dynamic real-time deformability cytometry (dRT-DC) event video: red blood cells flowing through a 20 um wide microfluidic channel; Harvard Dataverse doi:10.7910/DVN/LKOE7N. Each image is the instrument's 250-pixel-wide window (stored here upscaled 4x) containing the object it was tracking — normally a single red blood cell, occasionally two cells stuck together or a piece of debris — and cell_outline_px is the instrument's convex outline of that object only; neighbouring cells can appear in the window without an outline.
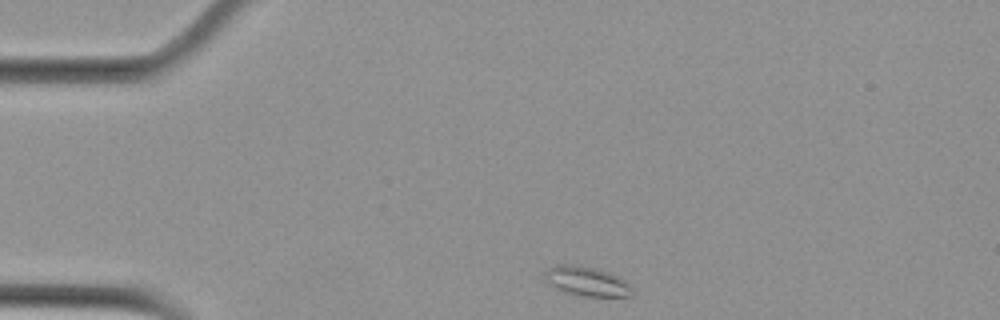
{"species": "Egyptian fruit bat (a non-hibernating species)", "species_latin": "Rousettus aegyptiacus", "temperature_condition": "cold", "stored_images_in_passage": 44, "camera_frame_rate_fps": 3000, "um_per_image_px": 0.085, "animal": {"sex": "female"}, "frame": {"image": 1, "passage_image": 1, "time_ms": 0.0, "image_size_px": [1000, 320], "cell_outline_px": [[632, 296], [584, 296], [568, 292], [560, 288], [548, 280], [544, 276], [544, 272], [548, 268], [556, 264], [576, 264], [600, 268], [612, 272], [620, 276], [632, 288]], "centroid_in_image_um": [49.94, 23.86], "position_along_channel_um": 35.1, "area_um2": 14.91}}
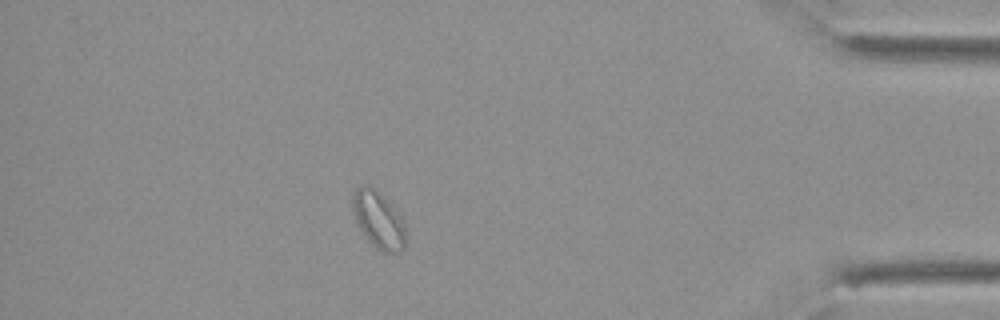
{"frame": {"image": 2, "passage_image": 38, "time_ms": 12.333, "image_size_px": [1000, 320], "cell_outline_px": [[404, 248], [396, 252], [384, 252], [376, 248], [368, 240], [360, 228], [356, 220], [352, 208], [352, 192], [360, 184], [364, 184], [380, 192], [392, 204], [400, 216], [404, 224]], "centroid_in_image_um": [32.14, 18.64], "position_along_channel_um": 403.1, "area_um2": 17.46}}